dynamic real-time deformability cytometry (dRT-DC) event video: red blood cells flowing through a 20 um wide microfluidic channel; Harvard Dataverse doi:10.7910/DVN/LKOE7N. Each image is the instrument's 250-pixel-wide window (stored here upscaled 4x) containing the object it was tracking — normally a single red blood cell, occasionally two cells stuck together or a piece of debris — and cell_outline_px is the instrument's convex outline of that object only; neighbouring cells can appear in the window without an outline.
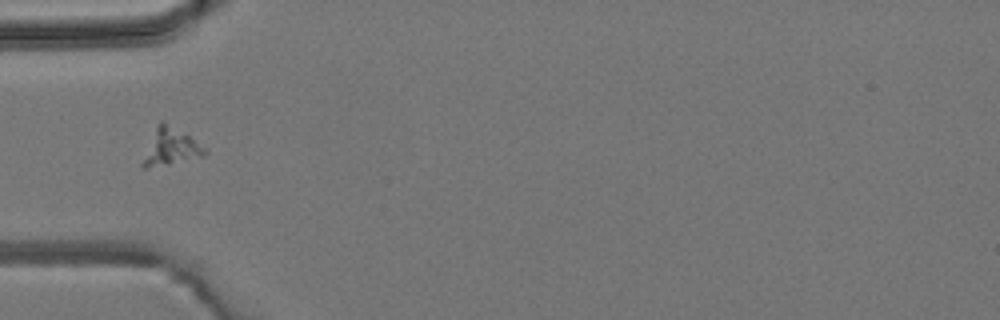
{"species": "common noctule bat (a hibernating species)", "species_latin": "Nyctalus noctula", "temperature_condition": "room temperature", "stored_images_in_passage": 5, "camera_frame_rate_fps": 3000, "um_per_image_px": 0.085, "animal": {"sex": "male", "body_mass_g": 19.2, "forearm_length_mm": 51.8}, "frame": {"image": 1, "passage_image": 5, "time_ms": 4.667, "image_size_px": [1000, 320], "cell_outline_px": [[208, 152], [204, 156], [168, 164], [148, 168], [140, 168], [140, 164], [156, 124], [160, 120], [164, 120], [208, 148]], "centroid_in_image_um": [14.49, 12.48], "position_along_channel_um": 70.5, "area_um2": 13.53}}